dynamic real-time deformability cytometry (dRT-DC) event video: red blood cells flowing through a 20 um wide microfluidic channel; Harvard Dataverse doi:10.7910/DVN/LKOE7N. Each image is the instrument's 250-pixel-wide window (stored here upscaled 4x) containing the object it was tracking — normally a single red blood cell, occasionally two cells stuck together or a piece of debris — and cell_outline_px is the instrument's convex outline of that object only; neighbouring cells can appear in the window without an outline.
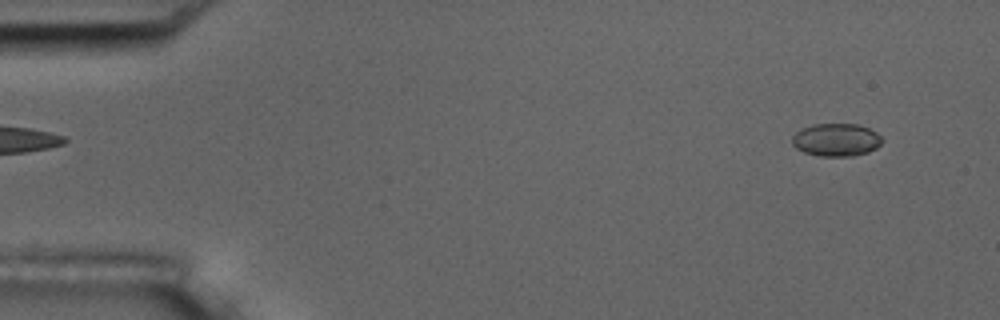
{"species": "common noctule bat (a hibernating species)", "species_latin": "Nyctalus noctula", "temperature_condition": "room temperature", "stored_images_in_passage": 6, "camera_frame_rate_fps": 3000, "um_per_image_px": 0.085, "animal": {"sex": "male", "body_mass_g": 17.5, "forearm_length_mm": 52.3}, "frame": {"image": 1, "passage_image": 2, "time_ms": 1.333, "image_size_px": [1000, 320], "cell_outline_px": [[880, 144], [876, 148], [868, 152], [852, 156], [820, 156], [804, 152], [796, 148], [792, 144], [792, 136], [800, 128], [812, 124], [856, 124], [868, 128], [876, 132], [880, 136]], "centroid_in_image_um": [71.03, 11.88], "position_along_channel_um": 14.0, "area_um2": 17.17}}
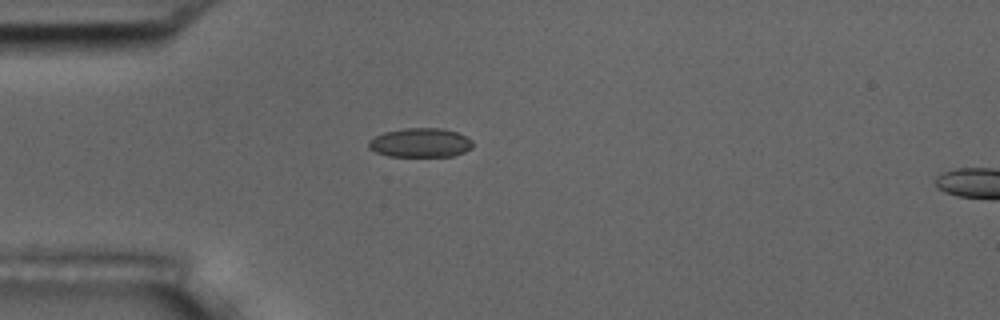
{"frame": {"image": 2, "passage_image": 5, "time_ms": 5.0, "image_size_px": [1000, 320], "cell_outline_px": [[472, 148], [464, 152], [452, 156], [388, 156], [376, 152], [368, 148], [368, 140], [384, 132], [404, 128], [440, 128], [456, 132], [472, 140]], "centroid_in_image_um": [35.71, 12.13], "position_along_channel_um": 49.3, "area_um2": 17.63}}